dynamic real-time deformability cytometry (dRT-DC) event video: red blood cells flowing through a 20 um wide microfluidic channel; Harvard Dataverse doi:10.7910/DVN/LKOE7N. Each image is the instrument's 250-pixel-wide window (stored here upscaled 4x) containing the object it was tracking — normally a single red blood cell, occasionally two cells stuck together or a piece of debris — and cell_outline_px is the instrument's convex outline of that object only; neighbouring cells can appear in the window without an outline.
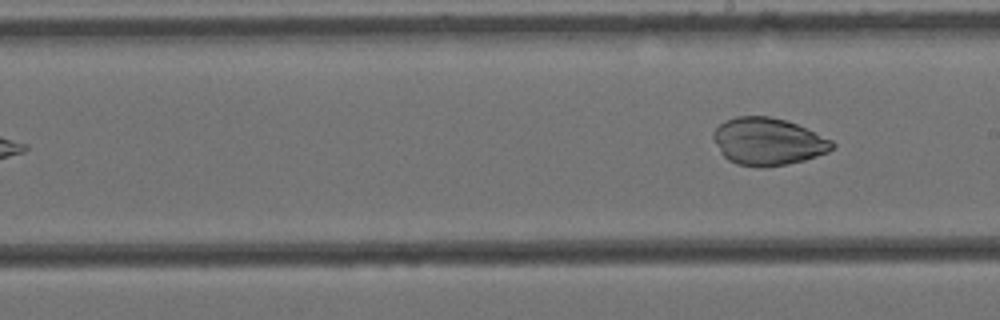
{"species": "Egyptian fruit bat (a non-hibernating species)", "species_latin": "Rousettus aegyptiacus", "temperature_condition": "cold", "stored_images_in_passage": 8, "camera_frame_rate_fps": 3000, "um_per_image_px": 0.085, "animal": {"sex": "female"}, "frame": {"image": 1, "passage_image": 8, "time_ms": 2.333, "image_size_px": [1000, 320], "cell_outline_px": [[836, 144], [828, 152], [804, 160], [788, 164], [736, 164], [728, 160], [720, 152], [712, 136], [712, 132], [724, 120], [736, 116], [768, 116], [784, 120], [796, 124], [832, 140]], "centroid_in_image_um": [65.26, 11.99], "position_along_channel_um": 223.7, "area_um2": 32.02}}